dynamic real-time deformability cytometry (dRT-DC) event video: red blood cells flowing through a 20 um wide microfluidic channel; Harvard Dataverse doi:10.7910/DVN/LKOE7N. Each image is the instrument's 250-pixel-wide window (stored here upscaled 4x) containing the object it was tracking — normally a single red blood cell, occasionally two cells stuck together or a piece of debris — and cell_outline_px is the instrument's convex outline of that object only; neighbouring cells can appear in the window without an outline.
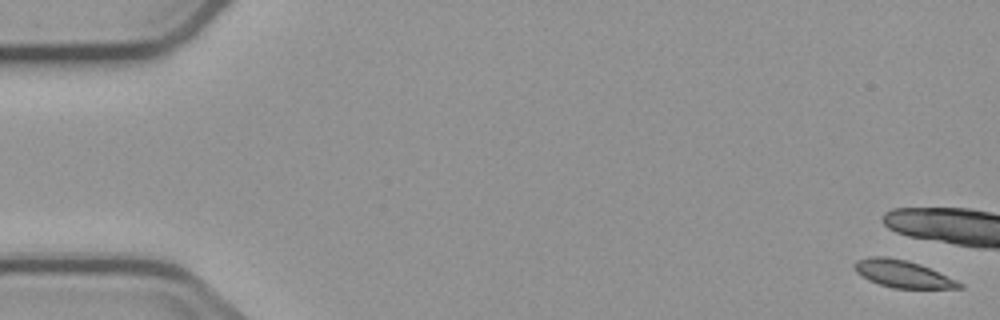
{"species": "common noctule bat (a hibernating species)", "species_latin": "Nyctalus noctula", "temperature_condition": "cold", "stored_images_in_passage": 5, "camera_frame_rate_fps": 3000, "um_per_image_px": 0.085, "animal": {"sex": "male", "body_mass_g": 23.1, "forearm_length_mm": 52.7}, "frame": {"image": 1, "passage_image": 1, "time_ms": 0.0, "image_size_px": [1000, 320], "cell_outline_px": [[964, 288], [892, 288], [868, 280], [856, 272], [852, 264], [856, 260], [868, 256], [884, 256], [904, 260], [920, 264], [956, 280], [964, 284]], "centroid_in_image_um": [76.69, 23.27], "position_along_channel_um": 8.3, "area_um2": 16.59}}